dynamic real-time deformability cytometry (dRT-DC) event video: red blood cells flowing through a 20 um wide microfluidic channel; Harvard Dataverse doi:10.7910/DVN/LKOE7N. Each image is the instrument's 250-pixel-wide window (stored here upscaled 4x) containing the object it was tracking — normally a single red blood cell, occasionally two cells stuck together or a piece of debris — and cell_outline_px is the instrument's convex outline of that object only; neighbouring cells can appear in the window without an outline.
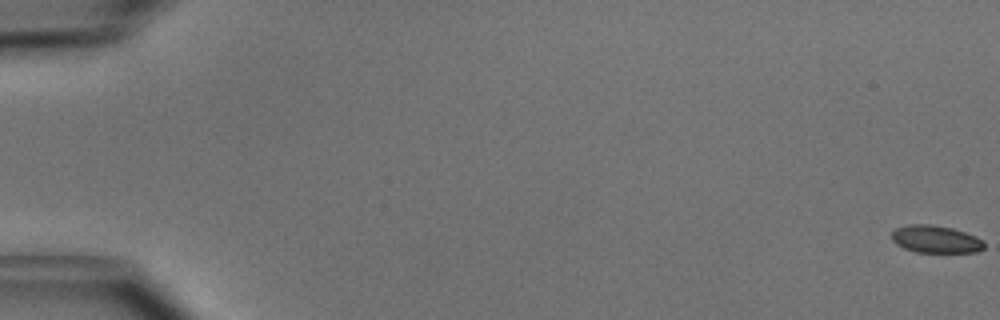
{"species": "common noctule bat (a hibernating species)", "species_latin": "Nyctalus noctula", "temperature_condition": "cold", "stored_images_in_passage": 52, "camera_frame_rate_fps": 3000, "um_per_image_px": 0.085, "animal": {"sex": "male", "body_mass_g": 15.6}, "frame": {"image": 1, "passage_image": 1, "time_ms": 0.0, "image_size_px": [1000, 320], "cell_outline_px": [[984, 248], [976, 252], [916, 252], [904, 248], [896, 244], [892, 240], [892, 232], [896, 228], [908, 224], [932, 224], [952, 228], [976, 236], [984, 240]], "centroid_in_image_um": [79.53, 20.33], "position_along_channel_um": 5.5, "area_um2": 14.85}}
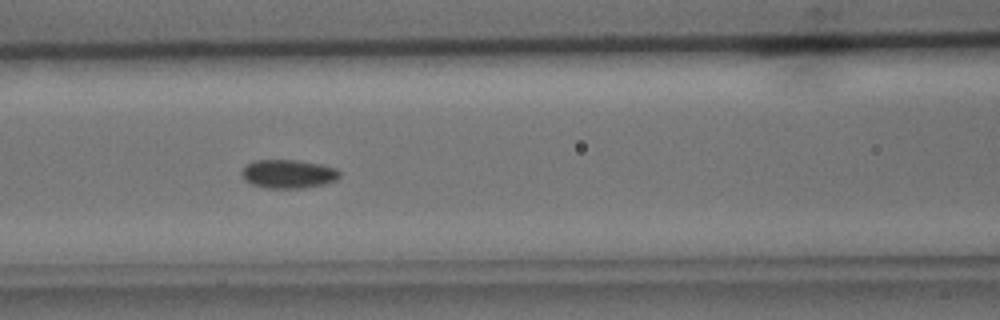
{"frame": {"image": 2, "passage_image": 24, "time_ms": 7.667, "image_size_px": [1000, 320], "cell_outline_px": [[340, 176], [336, 180], [324, 184], [300, 188], [264, 188], [252, 184], [244, 180], [240, 172], [248, 164], [256, 160], [296, 160], [320, 164], [336, 168], [340, 172]], "centroid_in_image_um": [24.5, 14.79], "position_along_channel_um": 142.1, "area_um2": 16.3}}
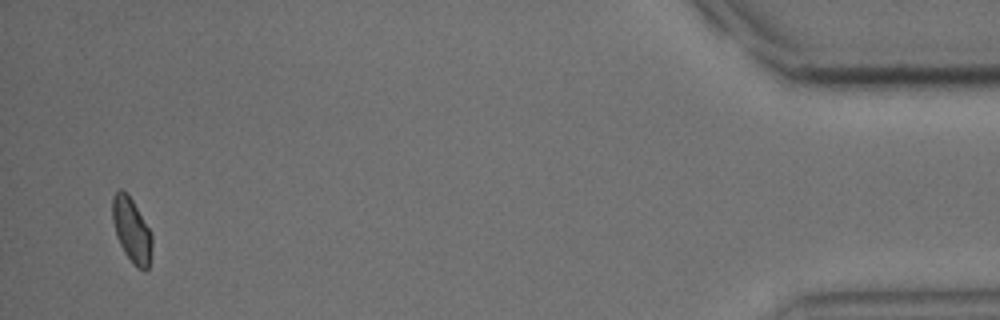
{"frame": {"image": 3, "passage_image": 51, "time_ms": 16.667, "image_size_px": [1000, 320], "cell_outline_px": [[152, 248], [148, 268], [144, 272], [136, 268], [132, 264], [124, 252], [116, 236], [112, 220], [112, 196], [120, 188], [132, 200], [152, 232]], "centroid_in_image_um": [11.19, 19.61], "position_along_channel_um": 424.0, "area_um2": 15.03}, "authors_computed_cell_mechanics": {"area_um2": 15.5771, "velocity_mm_per_s": 3.9675, "shape_relaxation_time_tau1_ms": 4.4557, "shape_relaxation_time_tau2_ms": 2.8538, "deformation_change_tau1": 0.0602, "deformation_change_tau2": 0.0446}}